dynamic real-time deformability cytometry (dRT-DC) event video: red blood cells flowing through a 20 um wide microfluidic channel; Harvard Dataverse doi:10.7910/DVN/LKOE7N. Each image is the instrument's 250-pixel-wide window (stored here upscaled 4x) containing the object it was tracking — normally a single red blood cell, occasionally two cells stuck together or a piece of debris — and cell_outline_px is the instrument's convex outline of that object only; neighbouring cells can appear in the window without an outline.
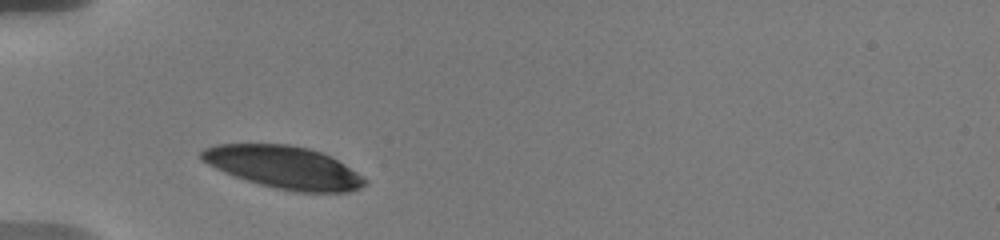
{"species": "human", "species_latin": "Homo sapiens", "temperature_condition": "warm", "stored_images_in_passage": 4, "camera_frame_rate_fps": 3000, "um_per_image_px": 0.085, "donor": {"sex": "male"}, "frame": {"image": 1, "passage_image": 1, "time_ms": 0.0, "image_size_px": [1000, 240], "cell_outline_px": [[368, 184], [360, 188], [348, 192], [296, 192], [276, 188], [260, 184], [224, 172], [208, 164], [200, 156], [200, 152], [204, 148], [216, 144], [288, 144], [308, 148], [332, 156], [368, 180]], "centroid_in_image_um": [24.16, 14.22], "position_along_channel_um": 60.8, "area_um2": 40.23}}